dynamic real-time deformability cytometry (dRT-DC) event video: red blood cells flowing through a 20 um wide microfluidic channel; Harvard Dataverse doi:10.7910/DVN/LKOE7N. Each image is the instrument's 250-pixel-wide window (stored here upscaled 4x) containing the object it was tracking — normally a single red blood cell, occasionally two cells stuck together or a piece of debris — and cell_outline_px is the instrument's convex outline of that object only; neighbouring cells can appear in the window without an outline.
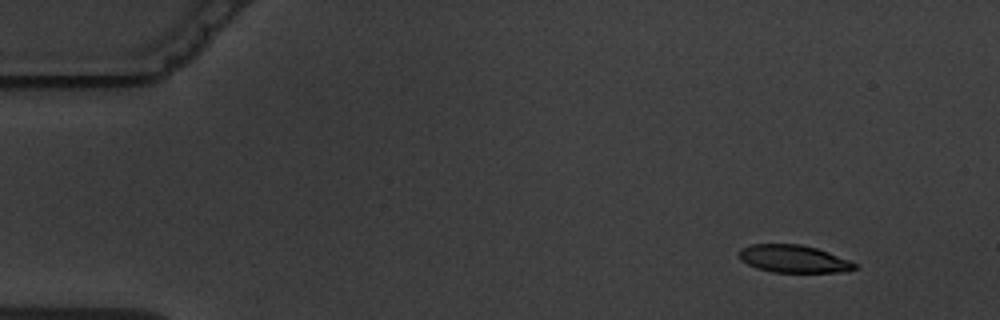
{"species": "common noctule bat (a hibernating species)", "species_latin": "Nyctalus noctula", "temperature_condition": "warm", "stored_images_in_passage": 8, "camera_frame_rate_fps": 3000, "um_per_image_px": 0.085, "animal": {"sex": "male", "body_mass_g": 19.5, "forearm_length_mm": 54.6}, "frame": {"image": 1, "passage_image": 2, "time_ms": 1.333, "image_size_px": [1000, 320], "cell_outline_px": [[856, 268], [848, 272], [772, 272], [756, 268], [740, 260], [740, 248], [752, 244], [800, 244], [816, 248], [828, 252], [848, 260], [856, 264]], "centroid_in_image_um": [67.44, 22.0], "position_along_channel_um": 17.6, "area_um2": 18.5}}
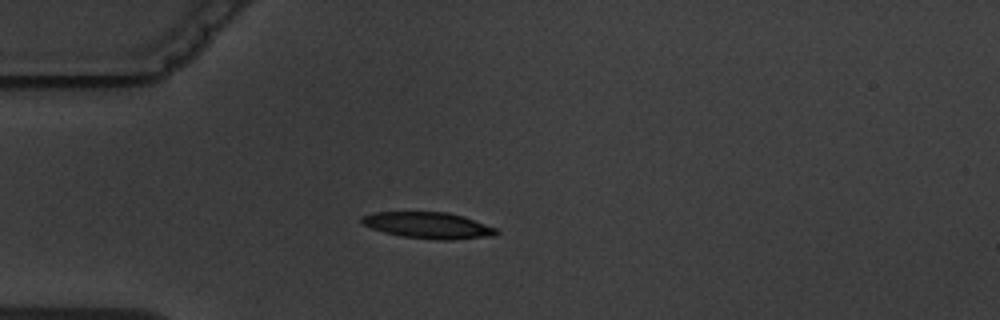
{"frame": {"image": 2, "passage_image": 5, "time_ms": 4.667, "image_size_px": [1000, 320], "cell_outline_px": [[500, 232], [492, 236], [452, 240], [436, 240], [404, 236], [384, 232], [372, 228], [364, 224], [360, 220], [360, 216], [372, 212], [448, 212], [464, 216], [496, 228]], "centroid_in_image_um": [36.41, 19.15], "position_along_channel_um": 48.6, "area_um2": 20.63}}